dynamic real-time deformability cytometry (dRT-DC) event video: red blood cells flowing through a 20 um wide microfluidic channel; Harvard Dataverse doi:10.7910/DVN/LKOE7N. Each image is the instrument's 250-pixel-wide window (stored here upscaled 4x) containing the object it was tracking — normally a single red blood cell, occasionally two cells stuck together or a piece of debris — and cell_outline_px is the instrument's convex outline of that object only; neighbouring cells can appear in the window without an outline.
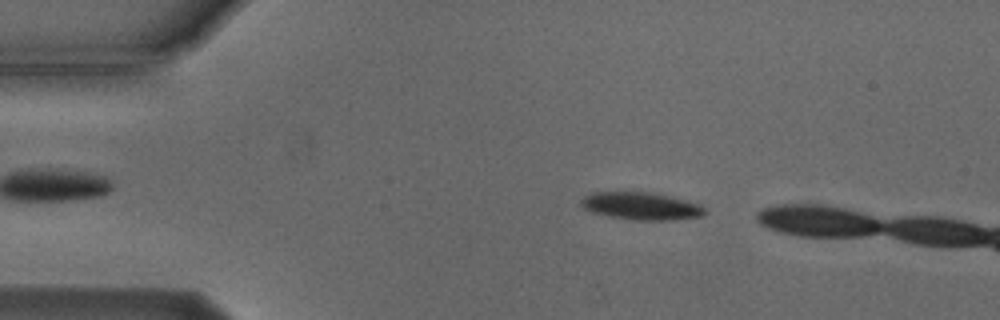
{"species": "Egyptian fruit bat (a non-hibernating species)", "species_latin": "Rousettus aegyptiacus", "temperature_condition": "cold", "stored_images_in_passage": 3, "camera_frame_rate_fps": 3000, "um_per_image_px": 0.085, "animal": {"sex": "male"}, "frame": {"image": 1, "passage_image": 1, "time_ms": 0.0, "image_size_px": [1000, 320], "cell_outline_px": [[708, 212], [700, 216], [676, 220], [632, 220], [608, 216], [592, 212], [584, 208], [580, 204], [580, 200], [584, 196], [592, 192], [648, 192], [668, 196], [700, 204]], "centroid_in_image_um": [54.48, 17.52], "position_along_channel_um": 30.5, "area_um2": 19.83}}